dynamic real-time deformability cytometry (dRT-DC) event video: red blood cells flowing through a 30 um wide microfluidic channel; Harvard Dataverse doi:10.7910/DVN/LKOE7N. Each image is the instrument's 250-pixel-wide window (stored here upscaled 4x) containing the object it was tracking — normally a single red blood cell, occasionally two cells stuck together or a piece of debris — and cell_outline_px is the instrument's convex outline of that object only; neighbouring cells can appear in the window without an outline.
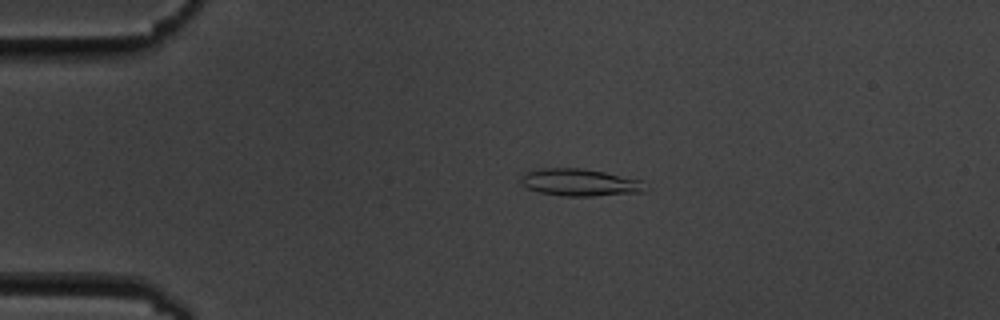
{"species": "common noctule bat (a hibernating species)", "species_latin": "Nyctalus noctula", "temperature_condition": "cold", "stored_images_in_passage": 48, "camera_frame_rate_fps": 3000, "um_per_image_px": 0.085, "animal": {"sex": "male", "body_mass_g": 19.5, "forearm_length_mm": 54.6}, "frame": {"image": 1, "passage_image": 4, "time_ms": 1.0, "image_size_px": [1000, 320], "cell_outline_px": [[652, 188], [644, 192], [592, 196], [560, 196], [536, 192], [520, 184], [520, 176], [524, 172], [540, 168], [580, 168], [604, 172], [640, 180]], "centroid_in_image_um": [49.27, 15.52], "position_along_channel_um": 35.7, "area_um2": 20.11}}
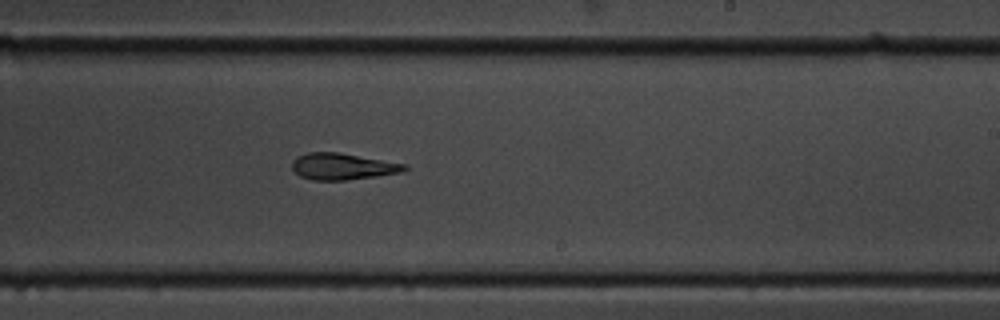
{"frame": {"image": 2, "passage_image": 26, "time_ms": 8.333, "image_size_px": [1000, 320], "cell_outline_px": [[408, 168], [404, 172], [376, 176], [344, 180], [312, 180], [300, 176], [292, 168], [292, 160], [296, 156], [308, 152], [340, 152], [408, 164]], "centroid_in_image_um": [29.14, 14.14], "position_along_channel_um": 259.9, "area_um2": 17.57}}
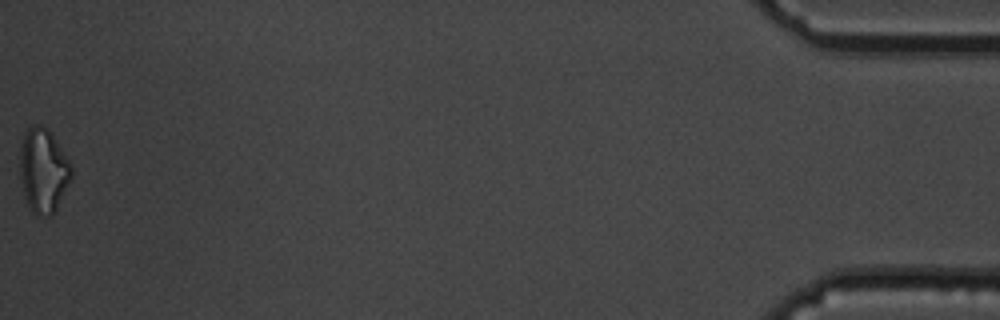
{"frame": {"image": 3, "passage_image": 48, "time_ms": 15.667, "image_size_px": [1000, 320], "cell_outline_px": [[72, 176], [56, 212], [52, 216], [36, 216], [32, 212], [24, 196], [20, 176], [20, 148], [24, 132], [32, 124], [40, 124], [48, 128], [68, 160], [72, 168]], "centroid_in_image_um": [3.67, 14.51], "position_along_channel_um": 431.5, "area_um2": 25.49}, "authors_computed_cell_mechanics": {"area_um2": 17.7446, "velocity_mm_per_s": 3.6051, "shape_relaxation_time_tau1_ms": 4.2443, "shape_relaxation_time_tau2_ms": 3.7468, "deformation_change_tau1": 0.17, "deformation_change_tau2": 0.1544}}